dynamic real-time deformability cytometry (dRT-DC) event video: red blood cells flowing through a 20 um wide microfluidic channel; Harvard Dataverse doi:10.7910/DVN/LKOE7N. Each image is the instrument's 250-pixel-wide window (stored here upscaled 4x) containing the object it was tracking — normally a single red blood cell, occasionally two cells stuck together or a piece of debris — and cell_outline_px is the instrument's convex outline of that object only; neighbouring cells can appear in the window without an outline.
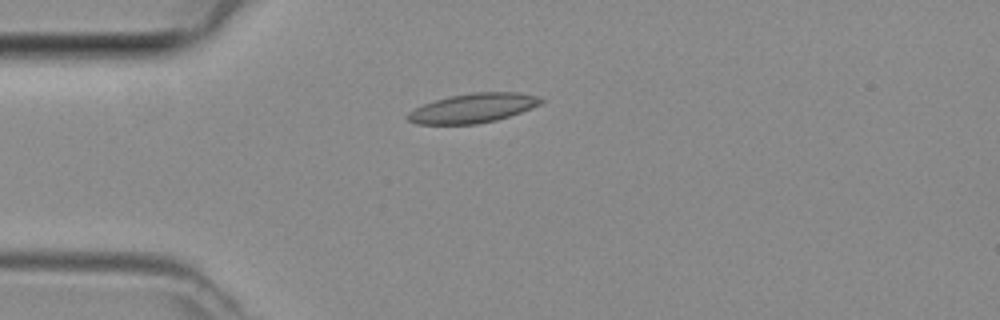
{"species": "common noctule bat (a hibernating species)", "species_latin": "Nyctalus noctula", "temperature_condition": "room temperature", "stored_images_in_passage": 4, "camera_frame_rate_fps": 3000, "um_per_image_px": 0.085, "animal": {"sex": "female", "body_mass_g": 29.2, "forearm_length_mm": 56.3}, "frame": {"image": 1, "passage_image": 4, "time_ms": 1.0, "image_size_px": [1000, 320], "cell_outline_px": [[544, 100], [540, 104], [532, 108], [496, 120], [476, 124], [416, 124], [408, 120], [404, 116], [408, 112], [424, 104], [436, 100], [452, 96], [472, 92], [520, 92], [536, 96]], "centroid_in_image_um": [40.19, 9.19], "position_along_channel_um": 44.8, "area_um2": 22.6}}